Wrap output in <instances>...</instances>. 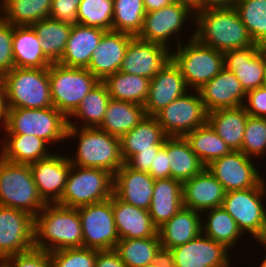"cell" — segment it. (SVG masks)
Instances as JSON below:
<instances>
[{"label": "cell", "instance_id": "29", "mask_svg": "<svg viewBox=\"0 0 266 267\" xmlns=\"http://www.w3.org/2000/svg\"><path fill=\"white\" fill-rule=\"evenodd\" d=\"M5 138H1L0 158L12 163L30 165L53 153L52 147L49 149L50 145L37 136L5 135Z\"/></svg>", "mask_w": 266, "mask_h": 267}, {"label": "cell", "instance_id": "38", "mask_svg": "<svg viewBox=\"0 0 266 267\" xmlns=\"http://www.w3.org/2000/svg\"><path fill=\"white\" fill-rule=\"evenodd\" d=\"M52 0H0V16L13 26H31L49 18Z\"/></svg>", "mask_w": 266, "mask_h": 267}, {"label": "cell", "instance_id": "22", "mask_svg": "<svg viewBox=\"0 0 266 267\" xmlns=\"http://www.w3.org/2000/svg\"><path fill=\"white\" fill-rule=\"evenodd\" d=\"M198 92L207 113L243 106L246 97L240 81L225 67Z\"/></svg>", "mask_w": 266, "mask_h": 267}, {"label": "cell", "instance_id": "60", "mask_svg": "<svg viewBox=\"0 0 266 267\" xmlns=\"http://www.w3.org/2000/svg\"><path fill=\"white\" fill-rule=\"evenodd\" d=\"M262 87L266 89V77L264 79V82H263V86Z\"/></svg>", "mask_w": 266, "mask_h": 267}, {"label": "cell", "instance_id": "46", "mask_svg": "<svg viewBox=\"0 0 266 267\" xmlns=\"http://www.w3.org/2000/svg\"><path fill=\"white\" fill-rule=\"evenodd\" d=\"M51 267H95L97 250L87 247L49 252Z\"/></svg>", "mask_w": 266, "mask_h": 267}, {"label": "cell", "instance_id": "59", "mask_svg": "<svg viewBox=\"0 0 266 267\" xmlns=\"http://www.w3.org/2000/svg\"><path fill=\"white\" fill-rule=\"evenodd\" d=\"M262 246L264 247L265 246V248H264V250L266 249V243L265 242H262ZM266 256V255H265ZM259 266L260 267H266V257H264V259L262 260V262L259 264Z\"/></svg>", "mask_w": 266, "mask_h": 267}, {"label": "cell", "instance_id": "16", "mask_svg": "<svg viewBox=\"0 0 266 267\" xmlns=\"http://www.w3.org/2000/svg\"><path fill=\"white\" fill-rule=\"evenodd\" d=\"M34 248V217L25 211L0 206V262Z\"/></svg>", "mask_w": 266, "mask_h": 267}, {"label": "cell", "instance_id": "39", "mask_svg": "<svg viewBox=\"0 0 266 267\" xmlns=\"http://www.w3.org/2000/svg\"><path fill=\"white\" fill-rule=\"evenodd\" d=\"M31 26L39 37L44 55L52 63H57L65 51L72 25L49 17L33 23Z\"/></svg>", "mask_w": 266, "mask_h": 267}, {"label": "cell", "instance_id": "32", "mask_svg": "<svg viewBox=\"0 0 266 267\" xmlns=\"http://www.w3.org/2000/svg\"><path fill=\"white\" fill-rule=\"evenodd\" d=\"M145 116L143 105L110 99L103 121L97 128L120 138L137 126Z\"/></svg>", "mask_w": 266, "mask_h": 267}, {"label": "cell", "instance_id": "27", "mask_svg": "<svg viewBox=\"0 0 266 267\" xmlns=\"http://www.w3.org/2000/svg\"><path fill=\"white\" fill-rule=\"evenodd\" d=\"M106 32L81 24L72 25L65 51L57 63L67 67L87 68L93 51Z\"/></svg>", "mask_w": 266, "mask_h": 267}, {"label": "cell", "instance_id": "55", "mask_svg": "<svg viewBox=\"0 0 266 267\" xmlns=\"http://www.w3.org/2000/svg\"><path fill=\"white\" fill-rule=\"evenodd\" d=\"M7 103H6V91L3 78L0 77V126L4 128L7 120ZM2 122V123H1Z\"/></svg>", "mask_w": 266, "mask_h": 267}, {"label": "cell", "instance_id": "53", "mask_svg": "<svg viewBox=\"0 0 266 267\" xmlns=\"http://www.w3.org/2000/svg\"><path fill=\"white\" fill-rule=\"evenodd\" d=\"M95 267H127L120 259L118 253L113 250H97Z\"/></svg>", "mask_w": 266, "mask_h": 267}, {"label": "cell", "instance_id": "48", "mask_svg": "<svg viewBox=\"0 0 266 267\" xmlns=\"http://www.w3.org/2000/svg\"><path fill=\"white\" fill-rule=\"evenodd\" d=\"M14 26L0 16V75L11 71L14 65L13 56Z\"/></svg>", "mask_w": 266, "mask_h": 267}, {"label": "cell", "instance_id": "49", "mask_svg": "<svg viewBox=\"0 0 266 267\" xmlns=\"http://www.w3.org/2000/svg\"><path fill=\"white\" fill-rule=\"evenodd\" d=\"M81 0H52L49 17L71 25L78 24L77 11Z\"/></svg>", "mask_w": 266, "mask_h": 267}, {"label": "cell", "instance_id": "11", "mask_svg": "<svg viewBox=\"0 0 266 267\" xmlns=\"http://www.w3.org/2000/svg\"><path fill=\"white\" fill-rule=\"evenodd\" d=\"M189 20L194 27L195 12L188 6L174 1L159 10L147 12L142 29L136 37L143 41L160 44L171 50V39L177 35V37L175 36L177 42L179 41L177 46L181 44L180 32L187 26Z\"/></svg>", "mask_w": 266, "mask_h": 267}, {"label": "cell", "instance_id": "13", "mask_svg": "<svg viewBox=\"0 0 266 267\" xmlns=\"http://www.w3.org/2000/svg\"><path fill=\"white\" fill-rule=\"evenodd\" d=\"M81 218L83 247L113 250L120 239L116 230L110 199L78 207Z\"/></svg>", "mask_w": 266, "mask_h": 267}, {"label": "cell", "instance_id": "9", "mask_svg": "<svg viewBox=\"0 0 266 267\" xmlns=\"http://www.w3.org/2000/svg\"><path fill=\"white\" fill-rule=\"evenodd\" d=\"M114 175L107 170L71 164L64 192L58 205L78 208L110 199Z\"/></svg>", "mask_w": 266, "mask_h": 267}, {"label": "cell", "instance_id": "2", "mask_svg": "<svg viewBox=\"0 0 266 267\" xmlns=\"http://www.w3.org/2000/svg\"><path fill=\"white\" fill-rule=\"evenodd\" d=\"M83 247L77 208L46 204L34 217V248L46 252Z\"/></svg>", "mask_w": 266, "mask_h": 267}, {"label": "cell", "instance_id": "23", "mask_svg": "<svg viewBox=\"0 0 266 267\" xmlns=\"http://www.w3.org/2000/svg\"><path fill=\"white\" fill-rule=\"evenodd\" d=\"M155 179L143 171H135L125 163L114 174L113 194L121 201L148 210Z\"/></svg>", "mask_w": 266, "mask_h": 267}, {"label": "cell", "instance_id": "15", "mask_svg": "<svg viewBox=\"0 0 266 267\" xmlns=\"http://www.w3.org/2000/svg\"><path fill=\"white\" fill-rule=\"evenodd\" d=\"M253 162L257 160L254 161L241 151H231L213 160L206 168L222 184L225 192H229L261 187L266 182Z\"/></svg>", "mask_w": 266, "mask_h": 267}, {"label": "cell", "instance_id": "12", "mask_svg": "<svg viewBox=\"0 0 266 267\" xmlns=\"http://www.w3.org/2000/svg\"><path fill=\"white\" fill-rule=\"evenodd\" d=\"M154 117L168 137H183L207 122V112L198 90H190L175 99Z\"/></svg>", "mask_w": 266, "mask_h": 267}, {"label": "cell", "instance_id": "3", "mask_svg": "<svg viewBox=\"0 0 266 267\" xmlns=\"http://www.w3.org/2000/svg\"><path fill=\"white\" fill-rule=\"evenodd\" d=\"M69 138H78L76 152L73 156L67 155L72 165L107 170L114 175L125 163L120 138L99 128L67 127L66 140Z\"/></svg>", "mask_w": 266, "mask_h": 267}, {"label": "cell", "instance_id": "24", "mask_svg": "<svg viewBox=\"0 0 266 267\" xmlns=\"http://www.w3.org/2000/svg\"><path fill=\"white\" fill-rule=\"evenodd\" d=\"M225 193L222 184L207 168L182 183L184 208L200 213L222 206Z\"/></svg>", "mask_w": 266, "mask_h": 267}, {"label": "cell", "instance_id": "19", "mask_svg": "<svg viewBox=\"0 0 266 267\" xmlns=\"http://www.w3.org/2000/svg\"><path fill=\"white\" fill-rule=\"evenodd\" d=\"M56 152L30 164L33 180L39 194L47 204L58 203L64 192L71 162L67 155Z\"/></svg>", "mask_w": 266, "mask_h": 267}, {"label": "cell", "instance_id": "30", "mask_svg": "<svg viewBox=\"0 0 266 267\" xmlns=\"http://www.w3.org/2000/svg\"><path fill=\"white\" fill-rule=\"evenodd\" d=\"M167 137L154 116H145L137 126L120 137L123 161L126 163L138 152L153 150L155 145H163Z\"/></svg>", "mask_w": 266, "mask_h": 267}, {"label": "cell", "instance_id": "58", "mask_svg": "<svg viewBox=\"0 0 266 267\" xmlns=\"http://www.w3.org/2000/svg\"><path fill=\"white\" fill-rule=\"evenodd\" d=\"M144 267H169V264L166 255H164L159 261Z\"/></svg>", "mask_w": 266, "mask_h": 267}, {"label": "cell", "instance_id": "45", "mask_svg": "<svg viewBox=\"0 0 266 267\" xmlns=\"http://www.w3.org/2000/svg\"><path fill=\"white\" fill-rule=\"evenodd\" d=\"M240 151L257 161L265 158L266 118L248 116Z\"/></svg>", "mask_w": 266, "mask_h": 267}, {"label": "cell", "instance_id": "4", "mask_svg": "<svg viewBox=\"0 0 266 267\" xmlns=\"http://www.w3.org/2000/svg\"><path fill=\"white\" fill-rule=\"evenodd\" d=\"M67 127L68 119L55 107L8 108L4 132H6L5 135L37 136L54 147L63 141L68 143L66 141Z\"/></svg>", "mask_w": 266, "mask_h": 267}, {"label": "cell", "instance_id": "47", "mask_svg": "<svg viewBox=\"0 0 266 267\" xmlns=\"http://www.w3.org/2000/svg\"><path fill=\"white\" fill-rule=\"evenodd\" d=\"M0 267H51L49 252L33 248L5 258Z\"/></svg>", "mask_w": 266, "mask_h": 267}, {"label": "cell", "instance_id": "40", "mask_svg": "<svg viewBox=\"0 0 266 267\" xmlns=\"http://www.w3.org/2000/svg\"><path fill=\"white\" fill-rule=\"evenodd\" d=\"M150 79L121 71L108 76L103 82L111 99L144 105L148 97Z\"/></svg>", "mask_w": 266, "mask_h": 267}, {"label": "cell", "instance_id": "54", "mask_svg": "<svg viewBox=\"0 0 266 267\" xmlns=\"http://www.w3.org/2000/svg\"><path fill=\"white\" fill-rule=\"evenodd\" d=\"M238 0H199V11L204 9L234 8Z\"/></svg>", "mask_w": 266, "mask_h": 267}, {"label": "cell", "instance_id": "57", "mask_svg": "<svg viewBox=\"0 0 266 267\" xmlns=\"http://www.w3.org/2000/svg\"><path fill=\"white\" fill-rule=\"evenodd\" d=\"M180 4L188 6L192 11H199V0H174Z\"/></svg>", "mask_w": 266, "mask_h": 267}, {"label": "cell", "instance_id": "37", "mask_svg": "<svg viewBox=\"0 0 266 267\" xmlns=\"http://www.w3.org/2000/svg\"><path fill=\"white\" fill-rule=\"evenodd\" d=\"M110 99L107 86L103 81H100L68 118V127L97 128L103 121ZM73 118L74 120L79 119L78 124L73 122Z\"/></svg>", "mask_w": 266, "mask_h": 267}, {"label": "cell", "instance_id": "33", "mask_svg": "<svg viewBox=\"0 0 266 267\" xmlns=\"http://www.w3.org/2000/svg\"><path fill=\"white\" fill-rule=\"evenodd\" d=\"M13 56L15 67L19 68H49L52 64L44 55L32 26H14Z\"/></svg>", "mask_w": 266, "mask_h": 267}, {"label": "cell", "instance_id": "35", "mask_svg": "<svg viewBox=\"0 0 266 267\" xmlns=\"http://www.w3.org/2000/svg\"><path fill=\"white\" fill-rule=\"evenodd\" d=\"M201 215L204 216L201 217L202 233L233 252L232 249L237 248L236 244L240 242L241 236H245L234 218L223 206L203 211Z\"/></svg>", "mask_w": 266, "mask_h": 267}, {"label": "cell", "instance_id": "50", "mask_svg": "<svg viewBox=\"0 0 266 267\" xmlns=\"http://www.w3.org/2000/svg\"><path fill=\"white\" fill-rule=\"evenodd\" d=\"M243 107L249 116L266 118V89L259 87L248 91Z\"/></svg>", "mask_w": 266, "mask_h": 267}, {"label": "cell", "instance_id": "17", "mask_svg": "<svg viewBox=\"0 0 266 267\" xmlns=\"http://www.w3.org/2000/svg\"><path fill=\"white\" fill-rule=\"evenodd\" d=\"M170 60V49L135 36L129 42L119 71L151 80Z\"/></svg>", "mask_w": 266, "mask_h": 267}, {"label": "cell", "instance_id": "14", "mask_svg": "<svg viewBox=\"0 0 266 267\" xmlns=\"http://www.w3.org/2000/svg\"><path fill=\"white\" fill-rule=\"evenodd\" d=\"M230 251L201 232L193 240L170 249L165 255L169 267H232Z\"/></svg>", "mask_w": 266, "mask_h": 267}, {"label": "cell", "instance_id": "20", "mask_svg": "<svg viewBox=\"0 0 266 267\" xmlns=\"http://www.w3.org/2000/svg\"><path fill=\"white\" fill-rule=\"evenodd\" d=\"M189 91L185 78L172 60L150 81L148 97L143 105L146 116H154L162 108Z\"/></svg>", "mask_w": 266, "mask_h": 267}, {"label": "cell", "instance_id": "34", "mask_svg": "<svg viewBox=\"0 0 266 267\" xmlns=\"http://www.w3.org/2000/svg\"><path fill=\"white\" fill-rule=\"evenodd\" d=\"M114 250L127 267H144L165 255L158 233L149 238L119 239Z\"/></svg>", "mask_w": 266, "mask_h": 267}, {"label": "cell", "instance_id": "5", "mask_svg": "<svg viewBox=\"0 0 266 267\" xmlns=\"http://www.w3.org/2000/svg\"><path fill=\"white\" fill-rule=\"evenodd\" d=\"M171 49V60L185 78L188 88L199 90L224 68V53L201 44L194 31L185 44Z\"/></svg>", "mask_w": 266, "mask_h": 267}, {"label": "cell", "instance_id": "10", "mask_svg": "<svg viewBox=\"0 0 266 267\" xmlns=\"http://www.w3.org/2000/svg\"><path fill=\"white\" fill-rule=\"evenodd\" d=\"M265 195L266 182L261 187L226 192L222 205L242 233H250L259 244L266 241Z\"/></svg>", "mask_w": 266, "mask_h": 267}, {"label": "cell", "instance_id": "1", "mask_svg": "<svg viewBox=\"0 0 266 267\" xmlns=\"http://www.w3.org/2000/svg\"><path fill=\"white\" fill-rule=\"evenodd\" d=\"M194 26L197 41L223 53L255 45L235 8L196 11Z\"/></svg>", "mask_w": 266, "mask_h": 267}, {"label": "cell", "instance_id": "52", "mask_svg": "<svg viewBox=\"0 0 266 267\" xmlns=\"http://www.w3.org/2000/svg\"><path fill=\"white\" fill-rule=\"evenodd\" d=\"M163 145L153 146V150L138 152L133 155L125 164L135 171L149 172L151 163L154 160L155 154Z\"/></svg>", "mask_w": 266, "mask_h": 267}, {"label": "cell", "instance_id": "42", "mask_svg": "<svg viewBox=\"0 0 266 267\" xmlns=\"http://www.w3.org/2000/svg\"><path fill=\"white\" fill-rule=\"evenodd\" d=\"M234 8L253 42L266 47V0H238Z\"/></svg>", "mask_w": 266, "mask_h": 267}, {"label": "cell", "instance_id": "18", "mask_svg": "<svg viewBox=\"0 0 266 267\" xmlns=\"http://www.w3.org/2000/svg\"><path fill=\"white\" fill-rule=\"evenodd\" d=\"M224 67L235 74L246 93L262 87L266 77V47L255 44L224 52Z\"/></svg>", "mask_w": 266, "mask_h": 267}, {"label": "cell", "instance_id": "43", "mask_svg": "<svg viewBox=\"0 0 266 267\" xmlns=\"http://www.w3.org/2000/svg\"><path fill=\"white\" fill-rule=\"evenodd\" d=\"M112 31L137 36L145 17L143 0H113Z\"/></svg>", "mask_w": 266, "mask_h": 267}, {"label": "cell", "instance_id": "41", "mask_svg": "<svg viewBox=\"0 0 266 267\" xmlns=\"http://www.w3.org/2000/svg\"><path fill=\"white\" fill-rule=\"evenodd\" d=\"M200 161L208 166L213 160L229 154L231 148L206 122L183 136Z\"/></svg>", "mask_w": 266, "mask_h": 267}, {"label": "cell", "instance_id": "6", "mask_svg": "<svg viewBox=\"0 0 266 267\" xmlns=\"http://www.w3.org/2000/svg\"><path fill=\"white\" fill-rule=\"evenodd\" d=\"M2 78L8 108L53 107L48 68L14 67Z\"/></svg>", "mask_w": 266, "mask_h": 267}, {"label": "cell", "instance_id": "8", "mask_svg": "<svg viewBox=\"0 0 266 267\" xmlns=\"http://www.w3.org/2000/svg\"><path fill=\"white\" fill-rule=\"evenodd\" d=\"M53 107L67 119L86 95L100 82L87 68L52 63L48 68Z\"/></svg>", "mask_w": 266, "mask_h": 267}, {"label": "cell", "instance_id": "7", "mask_svg": "<svg viewBox=\"0 0 266 267\" xmlns=\"http://www.w3.org/2000/svg\"><path fill=\"white\" fill-rule=\"evenodd\" d=\"M46 204L33 180L30 165L0 158V206L25 211L35 217Z\"/></svg>", "mask_w": 266, "mask_h": 267}, {"label": "cell", "instance_id": "21", "mask_svg": "<svg viewBox=\"0 0 266 267\" xmlns=\"http://www.w3.org/2000/svg\"><path fill=\"white\" fill-rule=\"evenodd\" d=\"M134 37L124 32L107 31L93 51L87 69L99 81H104L108 76L118 72L129 42Z\"/></svg>", "mask_w": 266, "mask_h": 267}, {"label": "cell", "instance_id": "31", "mask_svg": "<svg viewBox=\"0 0 266 267\" xmlns=\"http://www.w3.org/2000/svg\"><path fill=\"white\" fill-rule=\"evenodd\" d=\"M249 114L243 106L207 113V122L232 151H240Z\"/></svg>", "mask_w": 266, "mask_h": 267}, {"label": "cell", "instance_id": "28", "mask_svg": "<svg viewBox=\"0 0 266 267\" xmlns=\"http://www.w3.org/2000/svg\"><path fill=\"white\" fill-rule=\"evenodd\" d=\"M183 207L182 183L173 178L156 179L148 209L154 226L158 229Z\"/></svg>", "mask_w": 266, "mask_h": 267}, {"label": "cell", "instance_id": "25", "mask_svg": "<svg viewBox=\"0 0 266 267\" xmlns=\"http://www.w3.org/2000/svg\"><path fill=\"white\" fill-rule=\"evenodd\" d=\"M112 211L120 239L149 238L157 234L148 210L138 208L111 196Z\"/></svg>", "mask_w": 266, "mask_h": 267}, {"label": "cell", "instance_id": "36", "mask_svg": "<svg viewBox=\"0 0 266 267\" xmlns=\"http://www.w3.org/2000/svg\"><path fill=\"white\" fill-rule=\"evenodd\" d=\"M167 155L171 178L181 183L191 179L206 168L191 150L184 137H167Z\"/></svg>", "mask_w": 266, "mask_h": 267}, {"label": "cell", "instance_id": "44", "mask_svg": "<svg viewBox=\"0 0 266 267\" xmlns=\"http://www.w3.org/2000/svg\"><path fill=\"white\" fill-rule=\"evenodd\" d=\"M113 0H81L78 11V24L112 31Z\"/></svg>", "mask_w": 266, "mask_h": 267}, {"label": "cell", "instance_id": "51", "mask_svg": "<svg viewBox=\"0 0 266 267\" xmlns=\"http://www.w3.org/2000/svg\"><path fill=\"white\" fill-rule=\"evenodd\" d=\"M148 173L155 180L171 178V170L167 155V138L165 139L163 146L155 154Z\"/></svg>", "mask_w": 266, "mask_h": 267}, {"label": "cell", "instance_id": "56", "mask_svg": "<svg viewBox=\"0 0 266 267\" xmlns=\"http://www.w3.org/2000/svg\"><path fill=\"white\" fill-rule=\"evenodd\" d=\"M174 2V0H143L145 12L159 10Z\"/></svg>", "mask_w": 266, "mask_h": 267}, {"label": "cell", "instance_id": "26", "mask_svg": "<svg viewBox=\"0 0 266 267\" xmlns=\"http://www.w3.org/2000/svg\"><path fill=\"white\" fill-rule=\"evenodd\" d=\"M200 214L198 211L183 207L157 229L164 254L193 240L202 232Z\"/></svg>", "mask_w": 266, "mask_h": 267}]
</instances>
